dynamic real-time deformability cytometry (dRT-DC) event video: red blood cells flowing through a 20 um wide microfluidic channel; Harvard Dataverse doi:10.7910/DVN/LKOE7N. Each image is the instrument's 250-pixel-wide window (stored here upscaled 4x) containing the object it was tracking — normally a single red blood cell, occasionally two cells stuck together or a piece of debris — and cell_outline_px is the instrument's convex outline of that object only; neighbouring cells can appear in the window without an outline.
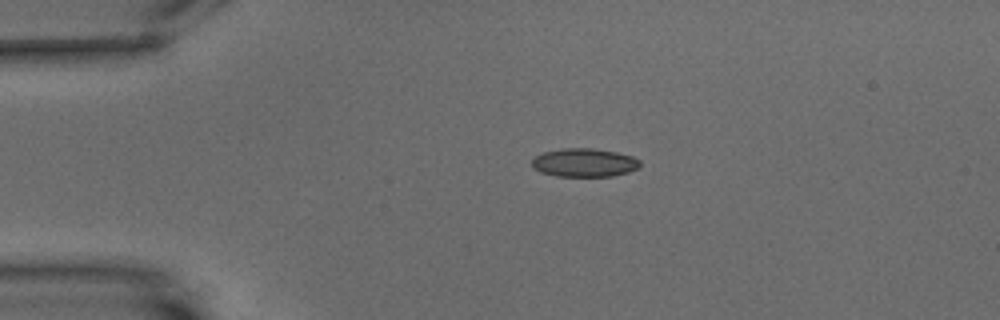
{"species": "common noctule bat (a hibernating species)", "species_latin": "Nyctalus noctula", "temperature_condition": "warm", "stored_images_in_passage": 48, "camera_frame_rate_fps": 3000, "um_per_image_px": 0.085, "animal": {"sex": "male", "body_mass_g": 15.6}, "frame": {"image": 1, "passage_image": 1, "time_ms": 0.0, "image_size_px": [1000, 320], "cell_outline_px": [[640, 168], [628, 172], [612, 176], [556, 176], [540, 172], [532, 168], [532, 160], [536, 156], [544, 152], [560, 148], [592, 148], [616, 152], [632, 156], [640, 160]], "centroid_in_image_um": [49.66, 13.82], "position_along_channel_um": 35.3, "area_um2": 18.03}}
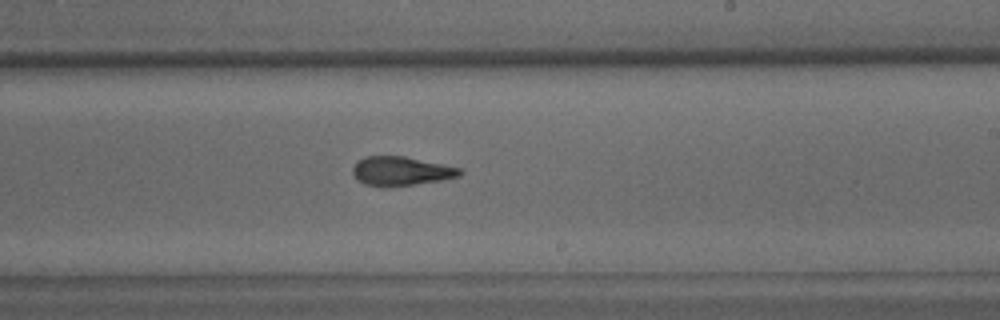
{"frame": {"image": 2, "passage_image": 24, "time_ms": 7.667, "image_size_px": [1000, 320], "cell_outline_px": [[464, 172], [460, 176], [444, 180], [416, 184], [364, 184], [356, 180], [352, 172], [352, 168], [356, 160], [364, 156], [404, 156], [460, 168]], "centroid_in_image_um": [34.09, 14.51], "position_along_channel_um": 254.9, "area_um2": 17.74}}
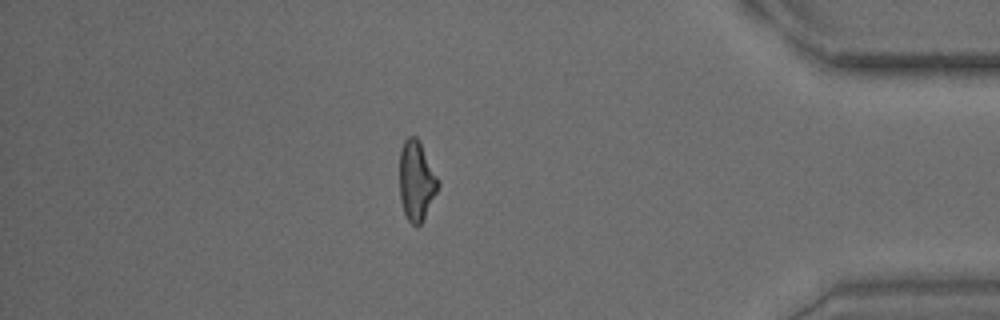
{"frame": {"image": 3, "passage_image": 40, "time_ms": 13.0, "image_size_px": [1000, 320], "cell_outline_px": [[440, 184], [420, 224], [416, 228], [408, 220], [404, 212], [400, 200], [400, 148], [404, 140], [408, 136], [416, 136], [420, 140], [440, 180]], "centroid_in_image_um": [35.39, 15.31], "position_along_channel_um": 399.8, "area_um2": 18.03}, "authors_computed_cell_mechanics": {"area_um2": 18.4093, "velocity_mm_per_s": 3.3798, "shape_relaxation_time_tau1_ms": 6.9418, "shape_relaxation_time_tau2_ms": 3.2939, "deformation_change_tau1": 0.2169, "deformation_change_tau2": 0.108}}